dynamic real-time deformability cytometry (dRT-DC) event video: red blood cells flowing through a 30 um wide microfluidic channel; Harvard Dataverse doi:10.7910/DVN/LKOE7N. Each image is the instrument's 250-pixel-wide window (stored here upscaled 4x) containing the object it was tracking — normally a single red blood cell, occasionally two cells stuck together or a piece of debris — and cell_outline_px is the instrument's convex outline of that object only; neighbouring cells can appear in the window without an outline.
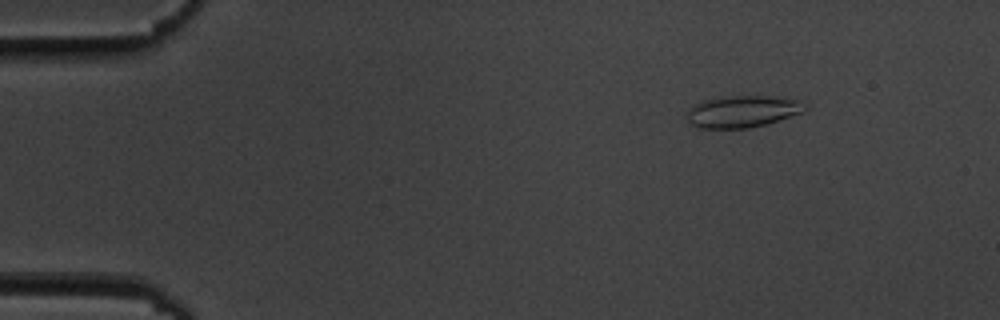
{"species": "common noctule bat (a hibernating species)", "species_latin": "Nyctalus noctula", "temperature_condition": "cold", "stored_images_in_passage": 56, "camera_frame_rate_fps": 3000, "um_per_image_px": 0.085, "animal": {"sex": "male", "body_mass_g": 19.5, "forearm_length_mm": 54.6}, "frame": {"image": 1, "passage_image": 8, "time_ms": 2.333, "image_size_px": [1000, 320], "cell_outline_px": [[808, 104], [804, 112], [764, 124], [748, 128], [700, 128], [688, 124], [688, 108], [704, 100], [720, 96], [756, 92], [800, 100]], "centroid_in_image_um": [63.15, 9.41], "position_along_channel_um": 21.8, "area_um2": 22.89}}
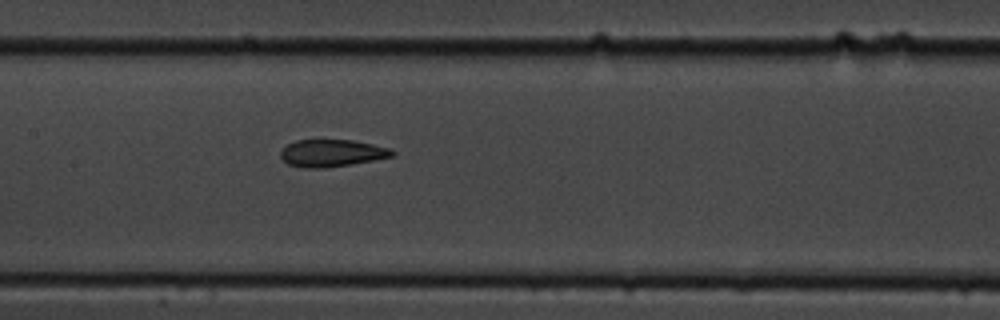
{"frame": {"image": 2, "passage_image": 28, "time_ms": 9.0, "image_size_px": [1000, 320], "cell_outline_px": [[396, 152], [392, 156], [352, 164], [324, 168], [300, 168], [288, 164], [280, 156], [280, 148], [296, 140], [352, 140], [392, 148]], "centroid_in_image_um": [28.17, 13.01], "position_along_channel_um": 179.2, "area_um2": 17.8}}
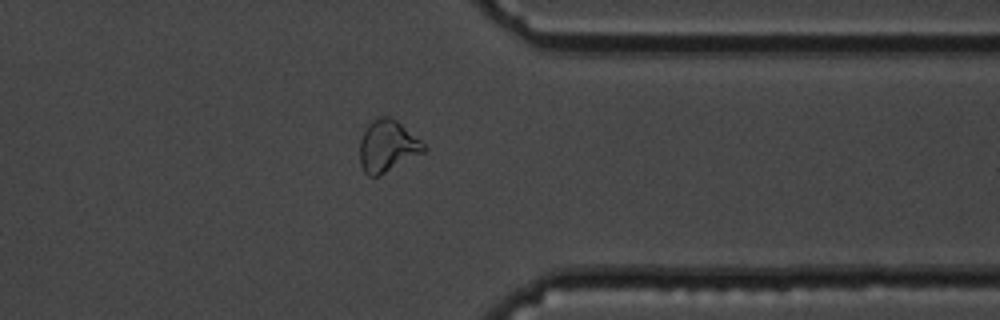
{"frame": {"image": 3, "passage_image": 45, "time_ms": 14.667, "image_size_px": [1000, 320], "cell_outline_px": [[428, 148], [424, 152], [380, 176], [368, 176], [364, 172], [360, 164], [360, 140], [364, 128], [372, 120], [380, 116], [388, 116], [396, 120], [420, 140]], "centroid_in_image_um": [32.91, 12.43], "position_along_channel_um": 378.5, "area_um2": 19.36}, "authors_computed_cell_mechanics": {"area_um2": 19.4786, "velocity_mm_per_s": 3.6152, "shape_relaxation_time_tau1_ms": 6.5854, "shape_relaxation_time_tau2_ms": 2.4753, "deformation_change_tau1": 0.1275, "deformation_change_tau2": 0.0862}}